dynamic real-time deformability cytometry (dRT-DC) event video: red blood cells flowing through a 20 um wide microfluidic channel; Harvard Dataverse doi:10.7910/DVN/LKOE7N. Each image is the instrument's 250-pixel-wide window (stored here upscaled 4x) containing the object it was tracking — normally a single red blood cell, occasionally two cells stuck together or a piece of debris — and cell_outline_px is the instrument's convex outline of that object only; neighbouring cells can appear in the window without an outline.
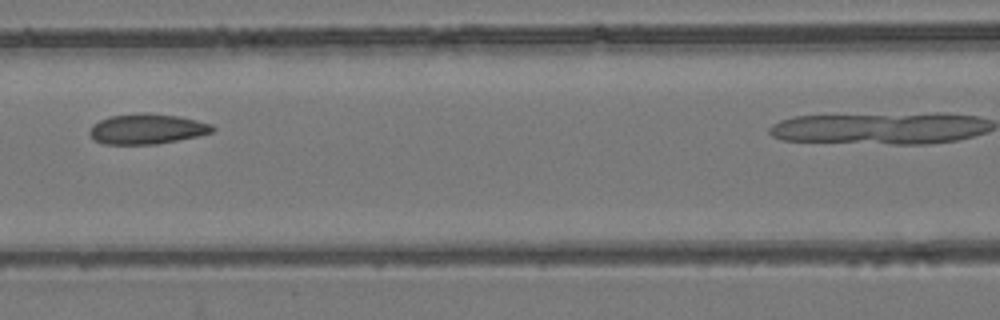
{"species": "common noctule bat (a hibernating species)", "species_latin": "Nyctalus noctula", "temperature_condition": "room temperature", "stored_images_in_passage": 6, "segment_of_instrument_passage": [1, 2], "camera_frame_rate_fps": 3000, "um_per_image_px": 0.085, "animal": {"sex": "female", "body_mass_g": 24.6, "forearm_length_mm": 56.2}, "frame": {"image": 1, "passage_image": 5, "time_ms": 1.333, "image_size_px": [1000, 320], "cell_outline_px": [[216, 128], [212, 132], [196, 136], [156, 144], [104, 144], [96, 140], [88, 132], [92, 124], [100, 120], [112, 116], [140, 112], [176, 116], [196, 120], [212, 124]], "centroid_in_image_um": [12.48, 10.96], "position_along_channel_um": 154.1, "area_um2": 21.39}}